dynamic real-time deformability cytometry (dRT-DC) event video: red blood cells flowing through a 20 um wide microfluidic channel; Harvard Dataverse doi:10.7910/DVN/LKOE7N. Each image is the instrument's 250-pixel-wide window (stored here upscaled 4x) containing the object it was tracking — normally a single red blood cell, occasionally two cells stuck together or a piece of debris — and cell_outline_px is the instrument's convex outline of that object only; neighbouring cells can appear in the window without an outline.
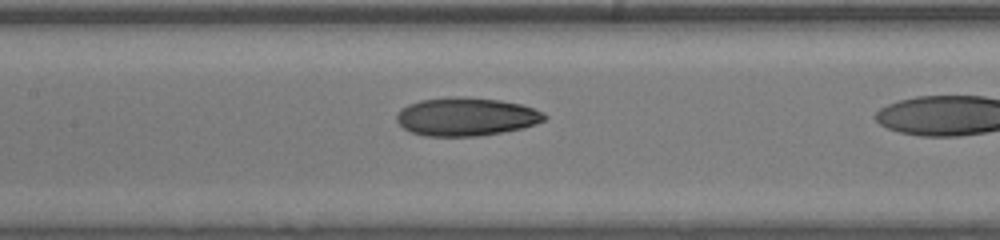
{"species": "human", "species_latin": "Homo sapiens", "temperature_condition": "room temperature", "stored_images_in_passage": 32, "segment_of_instrument_passage": [2, 2], "camera_frame_rate_fps": 3000, "um_per_image_px": 0.085, "donor": {"sex": "male"}, "frame": {"image": 1, "passage_image": 31, "time_ms": 10.0, "image_size_px": [1000, 240], "cell_outline_px": [[548, 116], [544, 120], [536, 124], [524, 128], [476, 136], [424, 136], [412, 132], [404, 128], [396, 120], [396, 112], [400, 108], [408, 104], [420, 100], [452, 96], [460, 96], [500, 100], [520, 104], [544, 112]], "centroid_in_image_um": [39.6, 9.91], "position_along_channel_um": 167.8, "area_um2": 33.12}}